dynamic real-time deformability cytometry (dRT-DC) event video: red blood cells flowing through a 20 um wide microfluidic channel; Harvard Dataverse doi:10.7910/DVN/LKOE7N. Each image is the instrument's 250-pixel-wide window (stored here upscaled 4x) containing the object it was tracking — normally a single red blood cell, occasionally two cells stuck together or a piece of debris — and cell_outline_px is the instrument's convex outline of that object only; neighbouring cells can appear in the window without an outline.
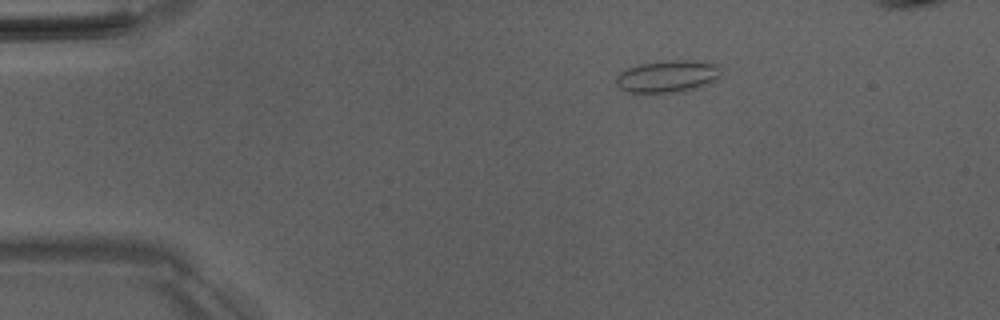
{"species": "Egyptian fruit bat (a non-hibernating species)", "species_latin": "Rousettus aegyptiacus", "temperature_condition": "room temperature", "stored_images_in_passage": 41, "camera_frame_rate_fps": 3000, "um_per_image_px": 0.085, "animal": {"sex": "male"}, "frame": {"image": 1, "passage_image": 1, "time_ms": 0.0, "image_size_px": [1000, 320], "cell_outline_px": [[720, 72], [716, 80], [696, 88], [684, 92], [624, 92], [616, 84], [616, 76], [620, 72], [628, 68], [640, 64], [664, 60], [692, 60], [716, 64], [720, 68]], "centroid_in_image_um": [56.72, 6.49], "position_along_channel_um": 28.3, "area_um2": 19.65}}
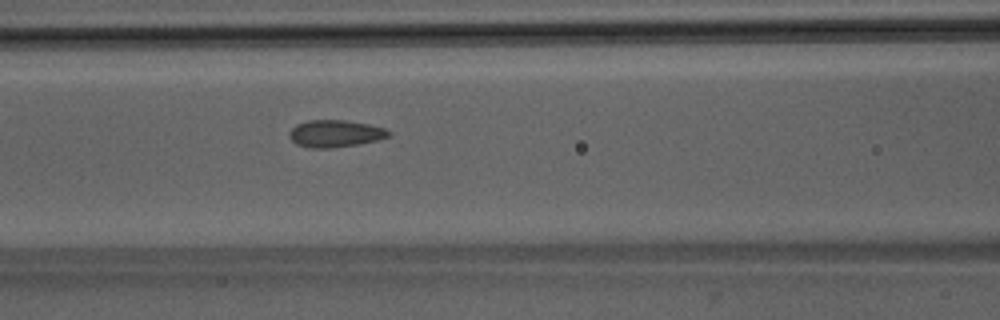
{"frame": {"image": 2, "passage_image": 14, "time_ms": 4.333, "image_size_px": [1000, 320], "cell_outline_px": [[392, 132], [388, 136], [380, 140], [332, 148], [308, 148], [296, 144], [288, 136], [288, 132], [296, 124], [308, 120], [344, 120], [368, 124], [384, 128]], "centroid_in_image_um": [28.47, 11.35], "position_along_channel_um": 138.1, "area_um2": 15.78}}
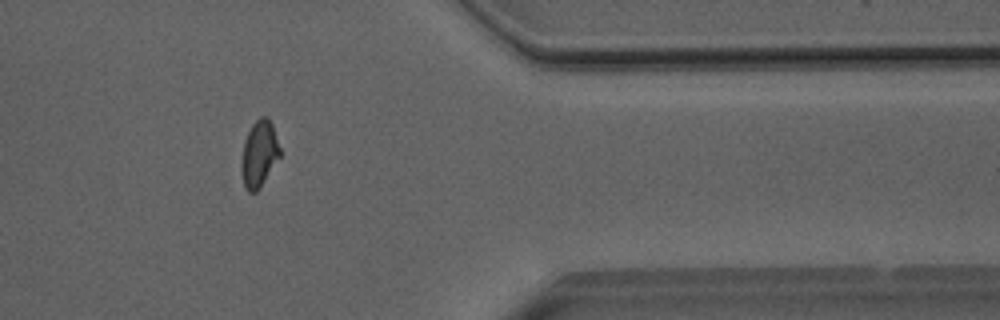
{"frame": {"image": 3, "passage_image": 34, "time_ms": 11.0, "image_size_px": [1000, 320], "cell_outline_px": [[280, 156], [260, 188], [256, 192], [248, 192], [244, 188], [240, 172], [240, 164], [244, 140], [252, 124], [260, 116], [268, 116], [272, 124], [280, 148]], "centroid_in_image_um": [22.0, 13.09], "position_along_channel_um": 389.4, "area_um2": 15.14}, "authors_computed_cell_mechanics": {"area_um2": 15.1436, "velocity_mm_per_s": 4.0405, "shape_relaxation_time_tau1_ms": null, "shape_relaxation_time_tau2_ms": 0.5751, "deformation_change_tau1": null, "deformation_change_tau2": 0.044}}